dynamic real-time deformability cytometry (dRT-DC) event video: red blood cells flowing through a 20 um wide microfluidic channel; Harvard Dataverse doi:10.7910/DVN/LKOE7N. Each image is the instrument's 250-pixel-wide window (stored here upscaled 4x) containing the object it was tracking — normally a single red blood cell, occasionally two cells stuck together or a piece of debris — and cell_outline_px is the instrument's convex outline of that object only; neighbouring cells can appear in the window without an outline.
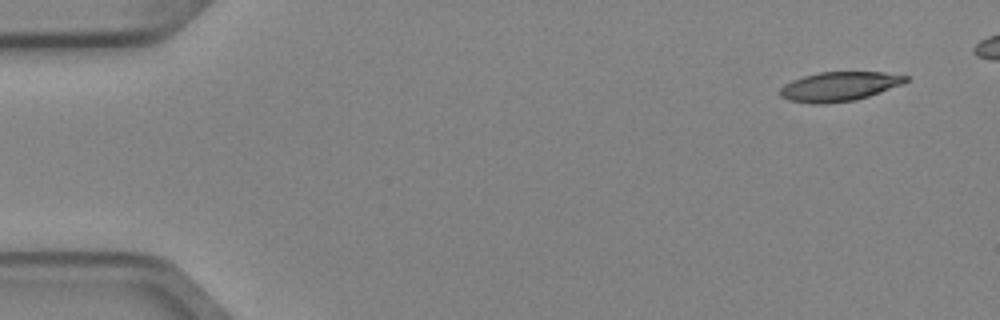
{"species": "Egyptian fruit bat (a non-hibernating species)", "species_latin": "Rousettus aegyptiacus", "temperature_condition": "cold", "stored_images_in_passage": 5, "camera_frame_rate_fps": 3000, "um_per_image_px": 0.085, "animal": {"sex": "female"}, "frame": {"image": 1, "passage_image": 1, "time_ms": 0.0, "image_size_px": [1000, 320], "cell_outline_px": [[908, 80], [904, 84], [856, 100], [824, 104], [812, 104], [788, 100], [780, 96], [780, 88], [784, 84], [792, 80], [804, 76], [820, 72], [884, 72], [908, 76]], "centroid_in_image_um": [71.33, 7.35], "position_along_channel_um": 13.7, "area_um2": 21.56}}